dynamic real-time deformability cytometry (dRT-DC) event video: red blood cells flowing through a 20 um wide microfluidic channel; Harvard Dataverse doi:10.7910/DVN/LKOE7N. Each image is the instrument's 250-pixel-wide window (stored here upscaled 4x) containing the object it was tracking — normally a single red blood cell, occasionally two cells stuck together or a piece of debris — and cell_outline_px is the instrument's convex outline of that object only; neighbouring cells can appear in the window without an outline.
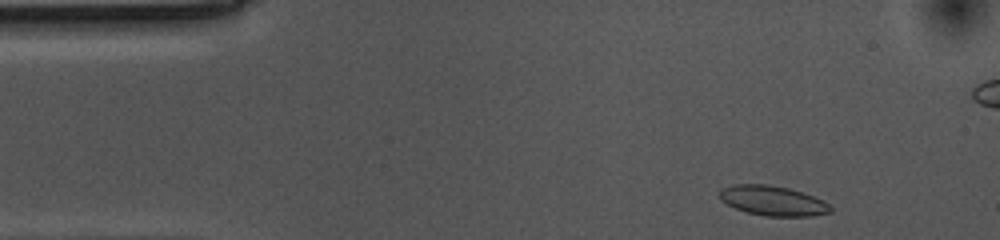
{"species": "common noctule bat (a hibernating species)", "species_latin": "Nyctalus noctula", "temperature_condition": "cold", "stored_images_in_passage": 40, "camera_frame_rate_fps": 3000, "um_per_image_px": 0.085, "animal": {"sex": "female", "body_mass_g": 10.0, "forearm_length_mm": 53.1}, "frame": {"image": 1, "passage_image": 2, "time_ms": 0.333, "image_size_px": [1000, 240], "cell_outline_px": [[832, 212], [812, 216], [764, 216], [748, 212], [736, 208], [720, 200], [720, 188], [736, 184], [768, 184], [788, 188], [812, 196], [828, 204], [832, 208]], "centroid_in_image_um": [65.67, 17.06], "position_along_channel_um": 19.3, "area_um2": 19.07}}
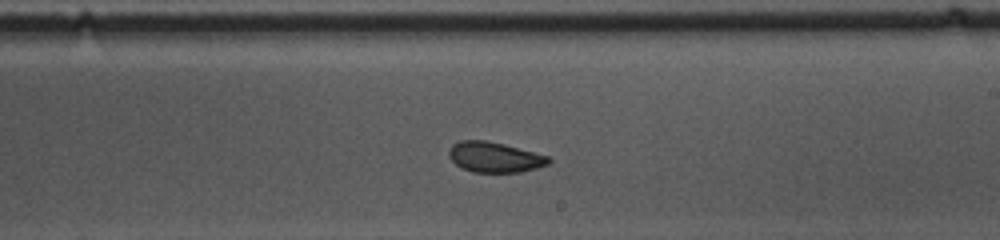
{"frame": {"image": 2, "passage_image": 27, "time_ms": 8.667, "image_size_px": [1000, 240], "cell_outline_px": [[552, 160], [548, 164], [536, 168], [520, 172], [472, 172], [456, 164], [448, 156], [448, 152], [452, 144], [460, 140], [484, 140], [504, 144], [548, 156]], "centroid_in_image_um": [42.03, 13.35], "position_along_channel_um": 247.0, "area_um2": 17.51}}
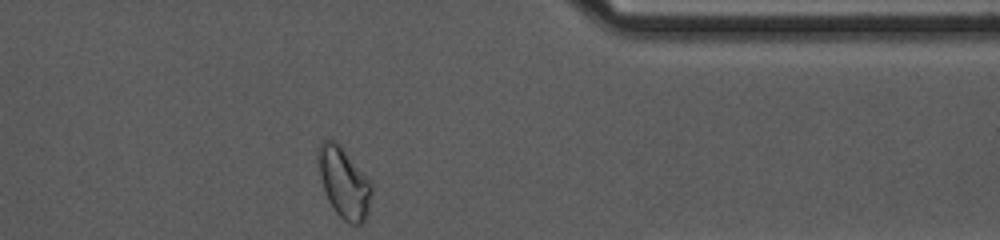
{"frame": {"image": 3, "passage_image": 40, "time_ms": 13.0, "image_size_px": [1000, 240], "cell_outline_px": [[372, 192], [368, 212], [364, 220], [360, 224], [348, 224], [336, 212], [328, 200], [320, 176], [316, 152], [316, 148], [320, 140], [324, 136], [336, 140], [340, 144], [372, 184]], "centroid_in_image_um": [29.19, 15.45], "position_along_channel_um": 382.2, "area_um2": 22.2}, "authors_computed_cell_mechanics": {"area_um2": 18.4382, "velocity_mm_per_s": 3.5188, "shape_relaxation_time_tau1_ms": null, "shape_relaxation_time_tau2_ms": 1.2773, "deformation_change_tau1": null, "deformation_change_tau2": 0.0425}}